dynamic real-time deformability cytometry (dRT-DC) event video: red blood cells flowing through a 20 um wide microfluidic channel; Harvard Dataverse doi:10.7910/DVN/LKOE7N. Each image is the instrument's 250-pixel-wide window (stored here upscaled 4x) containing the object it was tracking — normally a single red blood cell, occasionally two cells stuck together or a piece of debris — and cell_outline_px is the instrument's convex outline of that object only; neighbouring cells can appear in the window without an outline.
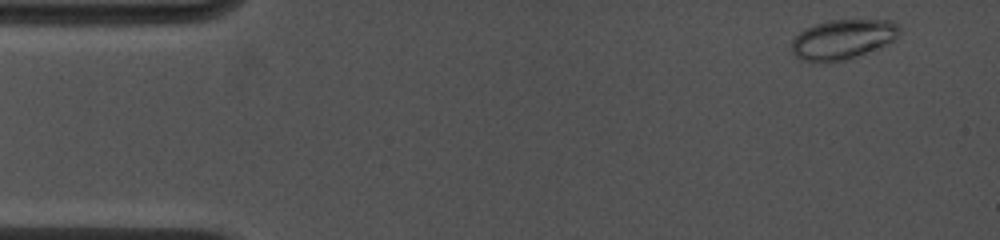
{"species": "common noctule bat (a hibernating species)", "species_latin": "Nyctalus noctula", "temperature_condition": "cold", "stored_images_in_passage": 26, "camera_frame_rate_fps": 4500, "um_per_image_px": 0.085, "animal": {"sex": "female", "body_mass_g": 19.0, "forearm_length_mm": 53.3}, "frame": {"image": 1, "passage_image": 2, "time_ms": 0.444, "image_size_px": [1000, 240], "cell_outline_px": [[900, 32], [892, 40], [880, 48], [844, 60], [820, 64], [800, 60], [792, 52], [792, 40], [804, 28], [828, 20], [892, 20], [900, 28]], "centroid_in_image_um": [71.6, 3.36], "position_along_channel_um": 13.4, "area_um2": 25.14}}
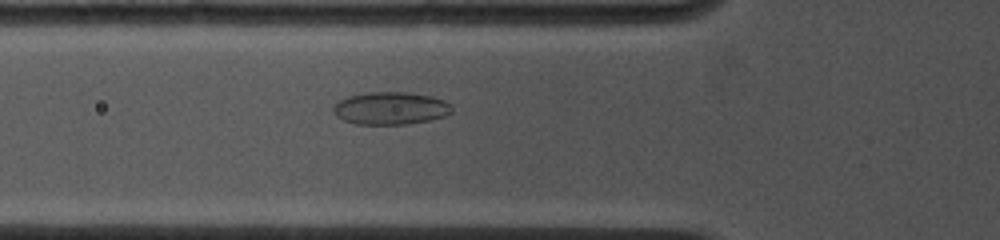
{"frame": {"image": 2, "passage_image": 21, "time_ms": 5.111, "image_size_px": [1000, 240], "cell_outline_px": [[452, 112], [444, 116], [428, 120], [408, 124], [356, 124], [344, 120], [336, 116], [332, 112], [332, 108], [340, 100], [348, 96], [368, 92], [408, 92], [432, 96], [444, 100], [452, 108]], "centroid_in_image_um": [33.18, 9.2], "position_along_channel_um": 92.6, "area_um2": 22.48}}
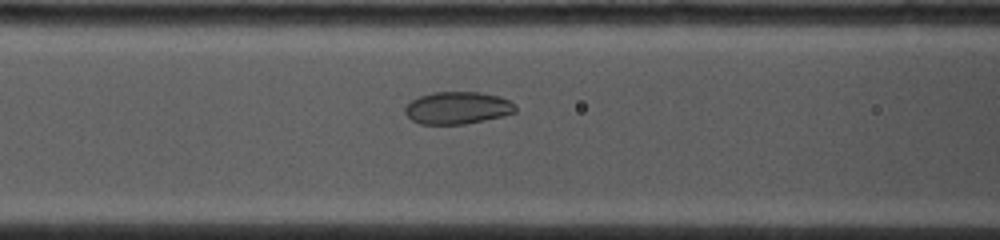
{"frame": {"image": 3, "passage_image": 26, "time_ms": 6.0, "image_size_px": [1000, 240], "cell_outline_px": [[516, 112], [504, 116], [464, 124], [420, 124], [412, 120], [404, 112], [404, 108], [412, 100], [420, 96], [432, 92], [480, 92], [500, 96], [516, 104]], "centroid_in_image_um": [38.91, 9.17], "position_along_channel_um": 127.7, "area_um2": 20.87}}